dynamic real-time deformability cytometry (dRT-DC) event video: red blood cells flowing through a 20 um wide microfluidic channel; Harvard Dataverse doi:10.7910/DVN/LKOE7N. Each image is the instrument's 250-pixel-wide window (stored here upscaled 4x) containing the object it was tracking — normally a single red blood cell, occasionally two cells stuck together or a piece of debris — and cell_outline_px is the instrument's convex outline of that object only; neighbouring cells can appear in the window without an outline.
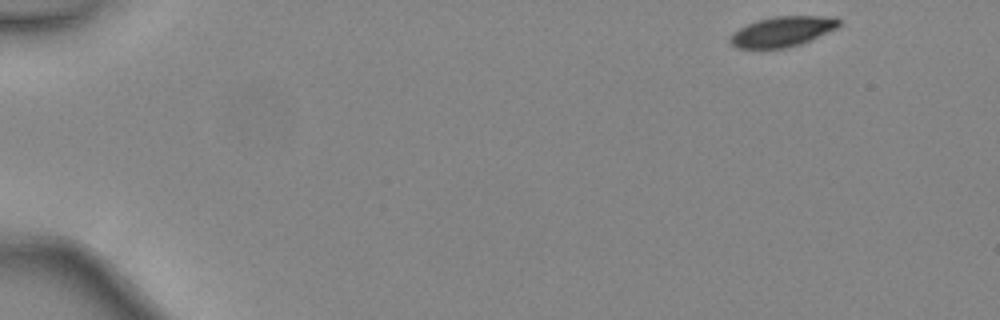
{"species": "common noctule bat (a hibernating species)", "species_latin": "Nyctalus noctula", "temperature_condition": "warm", "stored_images_in_passage": 43, "camera_frame_rate_fps": 3000, "um_per_image_px": 0.085, "animal": {"sex": "female", "body_mass_g": 24.6, "forearm_length_mm": 56.2}, "frame": {"image": 1, "passage_image": 1, "time_ms": 0.0, "image_size_px": [1000, 320], "cell_outline_px": [[840, 24], [836, 28], [800, 44], [788, 48], [736, 48], [728, 40], [728, 36], [740, 28], [748, 24], [760, 20], [776, 16], [836, 16], [840, 20]], "centroid_in_image_um": [66.5, 2.68], "position_along_channel_um": 18.5, "area_um2": 18.96}}
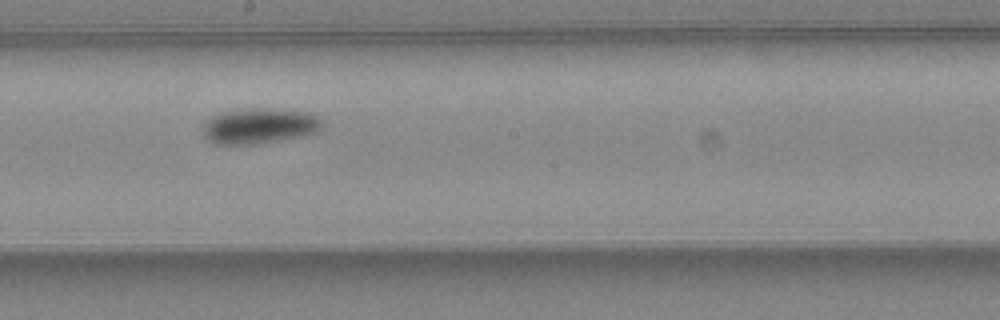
{"frame": {"image": 2, "passage_image": 24, "time_ms": 7.667, "image_size_px": [1000, 320], "cell_outline_px": [[324, 128], [308, 136], [260, 144], [216, 144], [208, 140], [204, 136], [204, 124], [212, 116], [220, 112], [248, 108], [268, 108], [308, 112], [316, 116], [324, 124]], "centroid_in_image_um": [22.1, 10.71], "position_along_channel_um": 226.1, "area_um2": 25.09}}
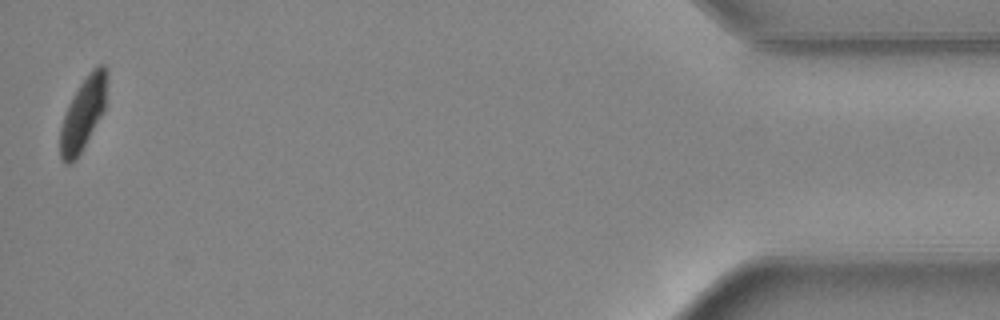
{"frame": {"image": 3, "passage_image": 43, "time_ms": 14.0, "image_size_px": [1000, 320], "cell_outline_px": [[108, 76], [104, 112], [84, 148], [76, 160], [72, 164], [64, 164], [60, 160], [60, 128], [68, 104], [80, 84], [88, 72], [96, 64], [104, 64], [108, 68]], "centroid_in_image_um": [7.09, 9.67], "position_along_channel_um": 428.1, "area_um2": 20.35}, "authors_computed_cell_mechanics": {"area_um2": 22.3686, "velocity_mm_per_s": 4.4628, "shape_relaxation_time_tau1_ms": 2.087, "shape_relaxation_time_tau2_ms": null, "deformation_change_tau1": 0.1062, "deformation_change_tau2": null}}